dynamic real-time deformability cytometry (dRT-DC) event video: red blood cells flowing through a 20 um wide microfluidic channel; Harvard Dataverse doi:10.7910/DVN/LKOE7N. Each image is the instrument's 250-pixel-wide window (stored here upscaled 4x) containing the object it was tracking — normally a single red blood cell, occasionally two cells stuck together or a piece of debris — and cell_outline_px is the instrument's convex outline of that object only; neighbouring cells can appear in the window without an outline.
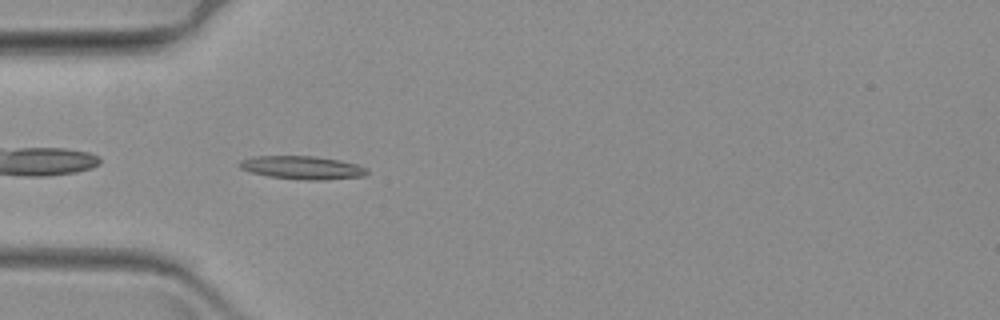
{"species": "common noctule bat (a hibernating species)", "species_latin": "Nyctalus noctula", "temperature_condition": "warm", "stored_images_in_passage": 46, "camera_frame_rate_fps": 3000, "um_per_image_px": 0.085, "animal": {"sex": "female", "body_mass_g": 19.3, "forearm_length_mm": 54.1}, "frame": {"image": 1, "passage_image": 2, "time_ms": 0.333, "image_size_px": [1000, 320], "cell_outline_px": [[368, 172], [364, 176], [324, 180], [308, 180], [268, 176], [248, 172], [240, 168], [240, 160], [252, 156], [312, 156], [340, 160], [356, 164], [368, 168]], "centroid_in_image_um": [25.69, 14.24], "position_along_channel_um": 59.3, "area_um2": 17.28}}
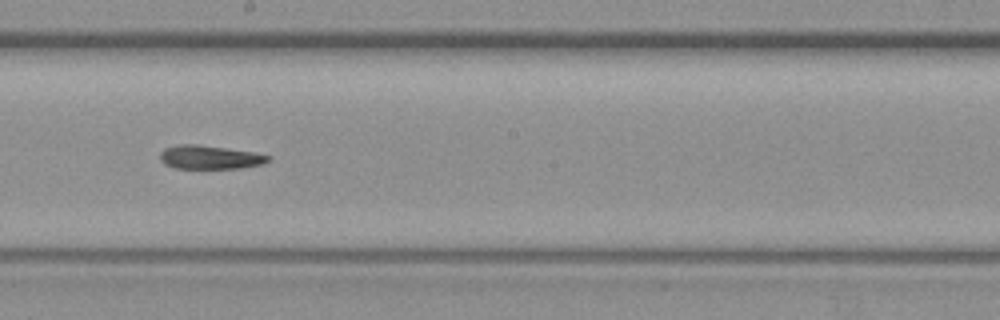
{"frame": {"image": 2, "passage_image": 18, "time_ms": 5.667, "image_size_px": [1000, 320], "cell_outline_px": [[272, 160], [264, 164], [240, 168], [176, 168], [164, 164], [160, 160], [160, 152], [164, 148], [180, 144], [196, 144], [252, 152], [272, 156]], "centroid_in_image_um": [17.85, 13.37], "position_along_channel_um": 230.4, "area_um2": 14.91}}
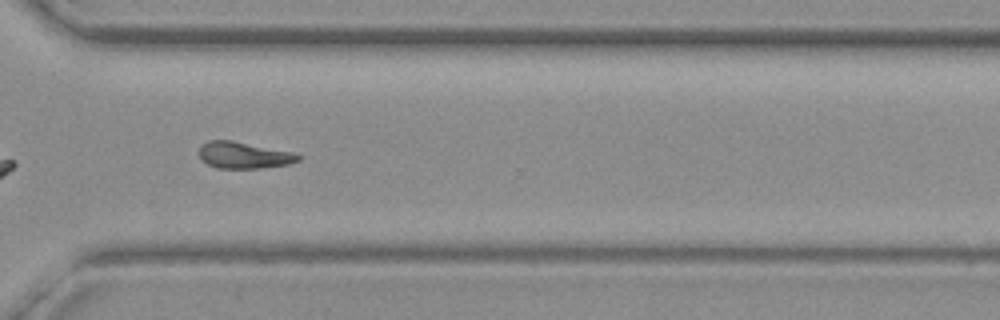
{"frame": {"image": 3, "passage_image": 29, "time_ms": 9.333, "image_size_px": [1000, 320], "cell_outline_px": [[300, 160], [288, 164], [260, 168], [216, 168], [208, 164], [200, 156], [200, 144], [208, 140], [232, 140], [292, 152], [300, 156]], "centroid_in_image_um": [20.7, 13.18], "position_along_channel_um": 349.9, "area_um2": 15.2}}